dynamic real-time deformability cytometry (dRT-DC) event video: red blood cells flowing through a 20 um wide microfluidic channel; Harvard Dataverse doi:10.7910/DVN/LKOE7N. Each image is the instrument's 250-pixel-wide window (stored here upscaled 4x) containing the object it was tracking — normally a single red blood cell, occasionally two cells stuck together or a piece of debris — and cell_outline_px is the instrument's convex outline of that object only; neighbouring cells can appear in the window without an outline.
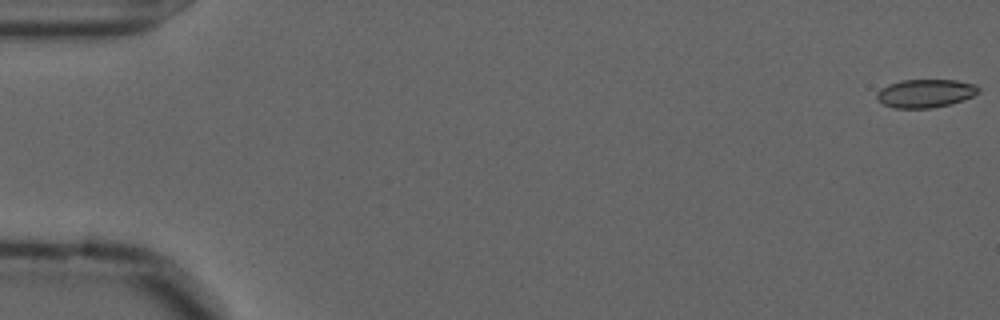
{"species": "common noctule bat (a hibernating species)", "species_latin": "Nyctalus noctula", "temperature_condition": "cold", "stored_images_in_passage": 57, "camera_frame_rate_fps": 3000, "um_per_image_px": 0.085, "animal": {"sex": "male", "forearm_length_mm": 52.5}, "frame": {"image": 1, "passage_image": 1, "time_ms": 0.0, "image_size_px": [1000, 320], "cell_outline_px": [[980, 92], [964, 100], [932, 108], [896, 108], [884, 104], [876, 100], [876, 92], [880, 88], [888, 84], [900, 80], [956, 80], [976, 84], [980, 88]], "centroid_in_image_um": [78.65, 7.92], "position_along_channel_um": 6.4, "area_um2": 16.94}}
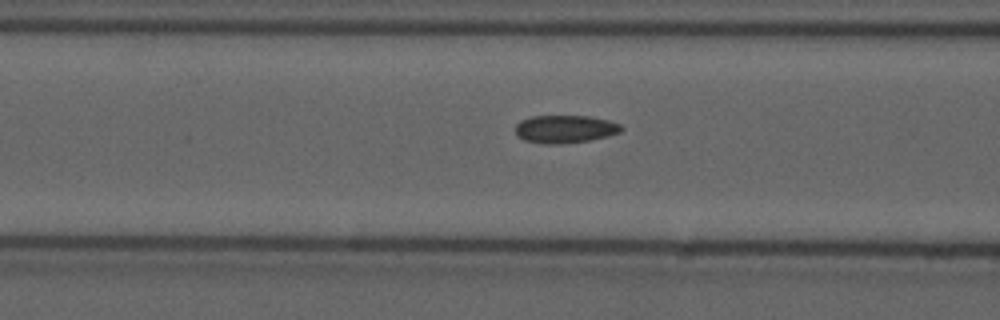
{"frame": {"image": 2, "passage_image": 23, "time_ms": 7.333, "image_size_px": [1000, 320], "cell_outline_px": [[624, 128], [620, 132], [608, 136], [588, 140], [560, 144], [544, 144], [524, 140], [516, 136], [516, 124], [520, 120], [532, 116], [592, 116], [608, 120], [620, 124]], "centroid_in_image_um": [48.02, 10.96], "position_along_channel_um": 118.6, "area_um2": 17.28}}
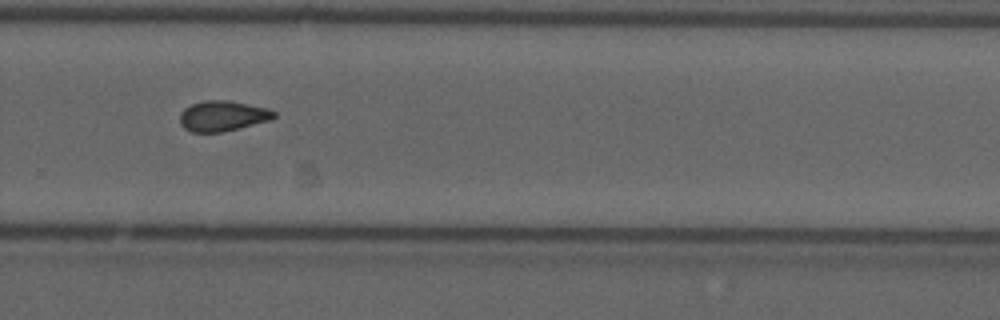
{"frame": {"image": 3, "passage_image": 39, "time_ms": 12.667, "image_size_px": [1000, 320], "cell_outline_px": [[276, 116], [272, 120], [220, 132], [192, 132], [184, 128], [180, 124], [180, 112], [184, 108], [192, 104], [204, 100], [228, 100], [268, 108], [276, 112]], "centroid_in_image_um": [18.92, 9.85], "position_along_channel_um": 310.9, "area_um2": 16.7}, "authors_computed_cell_mechanics": {"area_um2": 16.8776, "velocity_mm_per_s": 3.6231, "shape_relaxation_time_tau1_ms": null, "shape_relaxation_time_tau2_ms": 3.5779, "deformation_change_tau1": null, "deformation_change_tau2": 0.0855}}